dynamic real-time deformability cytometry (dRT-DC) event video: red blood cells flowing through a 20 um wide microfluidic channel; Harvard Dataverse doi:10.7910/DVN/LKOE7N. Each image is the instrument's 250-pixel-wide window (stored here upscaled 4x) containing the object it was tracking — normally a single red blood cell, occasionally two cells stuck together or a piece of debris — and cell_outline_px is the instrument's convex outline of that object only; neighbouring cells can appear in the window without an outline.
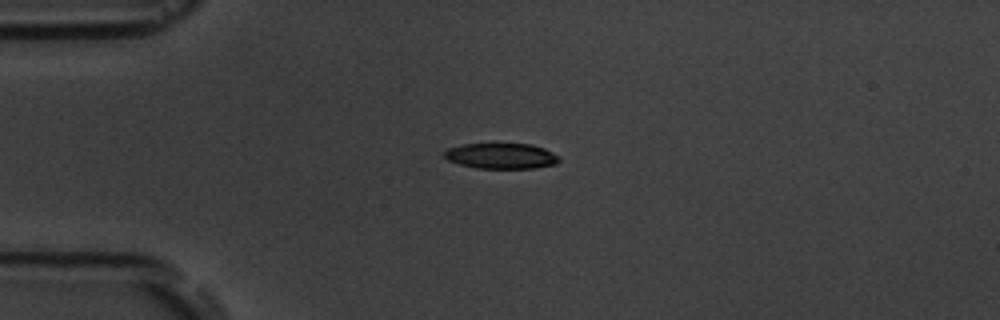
{"species": "common noctule bat (a hibernating species)", "species_latin": "Nyctalus noctula", "temperature_condition": "room temperature", "stored_images_in_passage": 2, "camera_frame_rate_fps": 3000, "um_per_image_px": 0.085, "animal": {"sex": "male", "body_mass_g": 19.5, "forearm_length_mm": 54.6}, "frame": {"image": 1, "passage_image": 1, "time_ms": 0.0, "image_size_px": [1000, 320], "cell_outline_px": [[560, 160], [556, 164], [536, 168], [476, 168], [460, 164], [448, 160], [444, 156], [444, 152], [448, 148], [464, 144], [532, 144], [544, 148], [560, 156]], "centroid_in_image_um": [42.64, 13.26], "position_along_channel_um": 42.4, "area_um2": 17.11}}